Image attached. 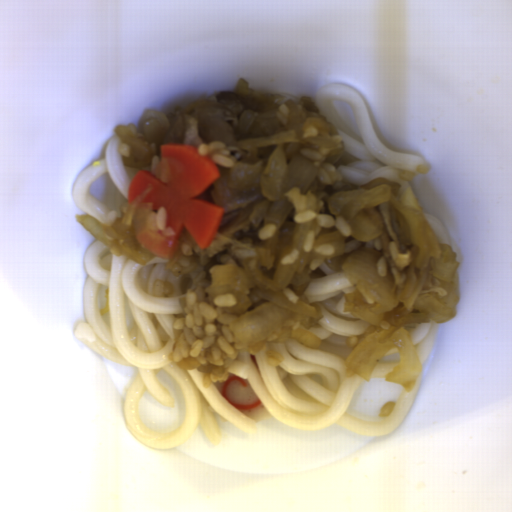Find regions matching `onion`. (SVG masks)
Returning a JSON list of instances; mask_svg holds the SVG:
<instances>
[{
	"mask_svg": "<svg viewBox=\"0 0 512 512\" xmlns=\"http://www.w3.org/2000/svg\"><path fill=\"white\" fill-rule=\"evenodd\" d=\"M358 160L344 151L322 159L293 156L285 192L257 233L263 239L258 255L211 266L204 291L213 298L233 295L227 312L251 305V287L274 291L271 300L230 321L234 334L255 351L274 341L318 349L321 339L310 330L324 313L305 292L325 277V262L351 283L343 312L368 323L349 336L344 367L368 382L378 361L396 348L400 359L386 380L409 393L422 371L410 329L454 317L460 264L449 246L437 244L422 214L404 205L399 183L341 177L337 169Z\"/></svg>",
	"mask_w": 512,
	"mask_h": 512,
	"instance_id": "06740285",
	"label": "onion"
},
{
	"mask_svg": "<svg viewBox=\"0 0 512 512\" xmlns=\"http://www.w3.org/2000/svg\"><path fill=\"white\" fill-rule=\"evenodd\" d=\"M170 122L169 117L159 111H146L139 124L116 125L115 134L120 140L119 152L123 165L143 168L157 155L156 145L160 129Z\"/></svg>",
	"mask_w": 512,
	"mask_h": 512,
	"instance_id": "55239325",
	"label": "onion"
},
{
	"mask_svg": "<svg viewBox=\"0 0 512 512\" xmlns=\"http://www.w3.org/2000/svg\"><path fill=\"white\" fill-rule=\"evenodd\" d=\"M149 187L134 201L122 206L120 217L105 225L88 213L76 215L78 223L95 238L106 244L115 256H126L139 264H146L156 254L151 253L136 238L145 232L166 229L167 211L162 206L152 209V202H144Z\"/></svg>",
	"mask_w": 512,
	"mask_h": 512,
	"instance_id": "6bf65262",
	"label": "onion"
}]
</instances>
